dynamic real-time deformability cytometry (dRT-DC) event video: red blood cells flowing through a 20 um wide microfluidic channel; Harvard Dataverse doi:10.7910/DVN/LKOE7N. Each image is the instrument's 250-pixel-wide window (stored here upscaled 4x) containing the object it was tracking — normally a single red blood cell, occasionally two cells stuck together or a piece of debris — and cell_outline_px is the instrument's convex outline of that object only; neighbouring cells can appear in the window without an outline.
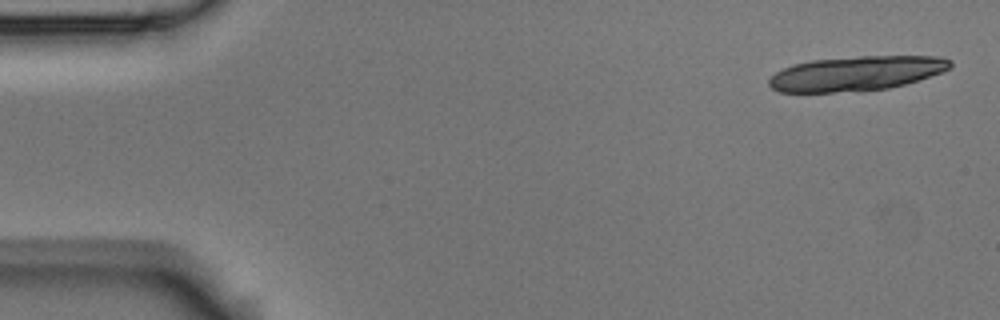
{"species": "Egyptian fruit bat (a non-hibernating species)", "species_latin": "Rousettus aegyptiacus", "temperature_condition": "room temperature", "stored_images_in_passage": 6, "camera_frame_rate_fps": 3000, "um_per_image_px": 0.085, "animal": {"sex": "male"}, "frame": {"image": 1, "passage_image": 1, "time_ms": 0.0, "image_size_px": [1000, 320], "cell_outline_px": [[952, 68], [904, 84], [888, 88], [832, 92], [780, 92], [772, 88], [768, 84], [768, 80], [776, 72], [792, 64], [812, 60], [860, 56], [936, 56], [952, 60]], "centroid_in_image_um": [72.76, 6.23], "position_along_channel_um": 12.2, "area_um2": 36.18}}